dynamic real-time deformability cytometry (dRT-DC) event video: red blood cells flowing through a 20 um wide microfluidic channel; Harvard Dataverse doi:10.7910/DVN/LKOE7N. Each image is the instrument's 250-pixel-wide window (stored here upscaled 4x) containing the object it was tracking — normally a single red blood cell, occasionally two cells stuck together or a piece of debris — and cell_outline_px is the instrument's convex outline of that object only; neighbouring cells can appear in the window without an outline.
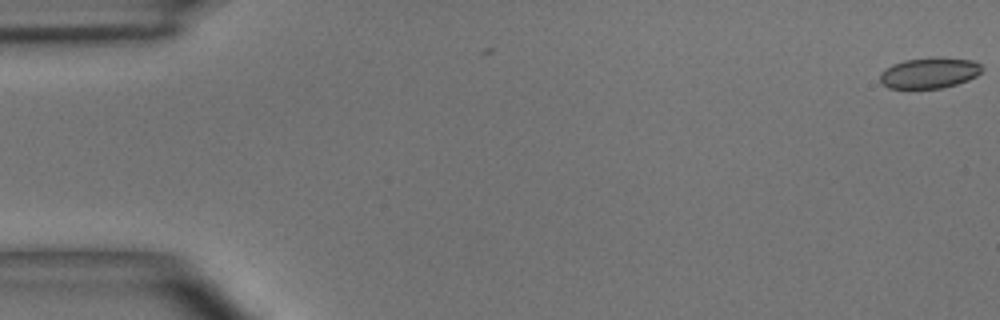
{"species": "common noctule bat (a hibernating species)", "species_latin": "Nyctalus noctula", "temperature_condition": "room temperature", "stored_images_in_passage": 4, "camera_frame_rate_fps": 3000, "um_per_image_px": 0.085, "animal": {"sex": "male", "body_mass_g": 15.6}, "frame": {"image": 1, "passage_image": 1, "time_ms": 0.0, "image_size_px": [1000, 320], "cell_outline_px": [[984, 68], [976, 76], [968, 80], [956, 84], [940, 88], [888, 88], [880, 84], [880, 72], [884, 68], [892, 64], [904, 60], [972, 60], [980, 64]], "centroid_in_image_um": [78.93, 6.25], "position_along_channel_um": 6.1, "area_um2": 17.57}}